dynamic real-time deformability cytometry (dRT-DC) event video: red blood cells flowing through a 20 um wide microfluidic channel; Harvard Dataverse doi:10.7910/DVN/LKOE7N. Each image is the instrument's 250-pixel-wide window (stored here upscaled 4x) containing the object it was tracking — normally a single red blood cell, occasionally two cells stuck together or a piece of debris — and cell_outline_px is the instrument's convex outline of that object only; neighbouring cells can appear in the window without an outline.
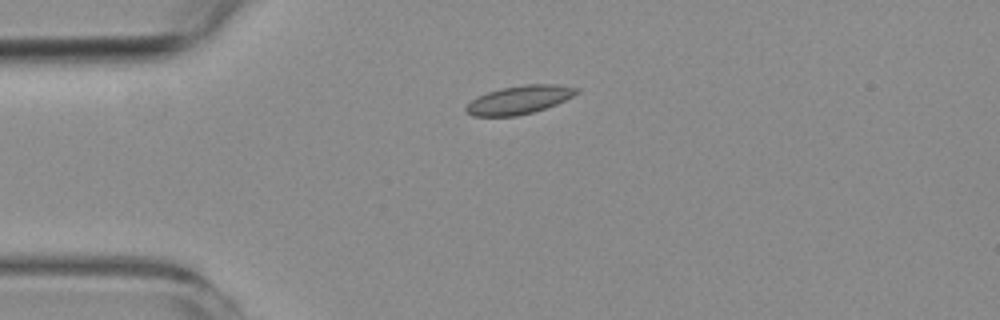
{"species": "common noctule bat (a hibernating species)", "species_latin": "Nyctalus noctula", "temperature_condition": "room temperature", "stored_images_in_passage": 2, "camera_frame_rate_fps": 3000, "um_per_image_px": 0.085, "animal": {"sex": "female", "body_mass_g": 19.3, "forearm_length_mm": 54.1}, "frame": {"image": 1, "passage_image": 1, "time_ms": 0.0, "image_size_px": [1000, 320], "cell_outline_px": [[580, 92], [556, 104], [532, 112], [516, 116], [472, 116], [464, 112], [464, 108], [476, 96], [500, 88], [524, 84], [556, 84], [580, 88]], "centroid_in_image_um": [44.11, 8.48], "position_along_channel_um": 40.9, "area_um2": 18.32}}